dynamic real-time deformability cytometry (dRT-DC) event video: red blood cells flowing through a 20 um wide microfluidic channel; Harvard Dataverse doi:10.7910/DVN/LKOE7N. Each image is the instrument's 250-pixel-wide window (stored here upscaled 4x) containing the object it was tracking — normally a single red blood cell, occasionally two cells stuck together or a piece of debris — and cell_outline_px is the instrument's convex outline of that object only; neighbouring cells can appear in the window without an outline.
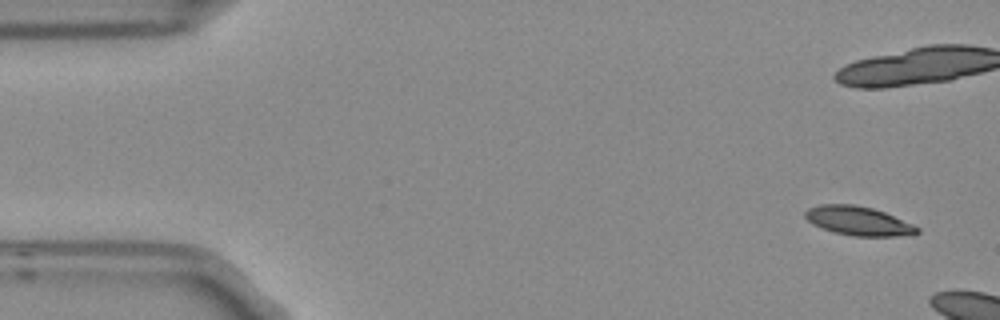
{"species": "Egyptian fruit bat (a non-hibernating species)", "species_latin": "Rousettus aegyptiacus", "temperature_condition": "room temperature", "stored_images_in_passage": 3, "camera_frame_rate_fps": 3000, "um_per_image_px": 0.085, "frame": {"image": 1, "passage_image": 1, "time_ms": 0.0, "image_size_px": [1000, 320], "cell_outline_px": [[920, 232], [912, 236], [856, 236], [836, 232], [812, 224], [804, 216], [804, 212], [808, 208], [820, 204], [852, 204], [872, 208], [884, 212], [912, 224], [920, 228]], "centroid_in_image_um": [72.99, 18.78], "position_along_channel_um": 12.0, "area_um2": 18.84}}